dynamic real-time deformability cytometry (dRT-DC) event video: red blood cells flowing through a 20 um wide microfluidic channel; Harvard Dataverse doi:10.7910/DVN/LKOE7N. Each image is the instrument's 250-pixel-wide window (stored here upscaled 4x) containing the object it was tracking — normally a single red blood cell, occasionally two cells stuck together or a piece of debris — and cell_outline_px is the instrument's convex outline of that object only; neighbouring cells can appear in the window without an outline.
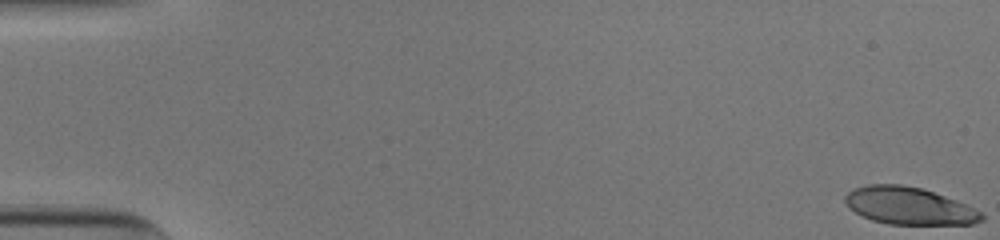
{"species": "human", "species_latin": "Homo sapiens", "temperature_condition": "cold", "stored_images_in_passage": 48, "camera_frame_rate_fps": 3000, "um_per_image_px": 0.085, "donor": {"sex": "male"}, "frame": {"image": 1, "passage_image": 1, "time_ms": 0.0, "image_size_px": [1000, 240], "cell_outline_px": [[984, 220], [972, 224], [888, 224], [872, 220], [848, 208], [844, 200], [844, 196], [848, 192], [856, 188], [868, 184], [900, 184], [920, 188], [956, 200], [984, 212]], "centroid_in_image_um": [77.28, 17.5], "position_along_channel_um": 7.7, "area_um2": 29.59}}
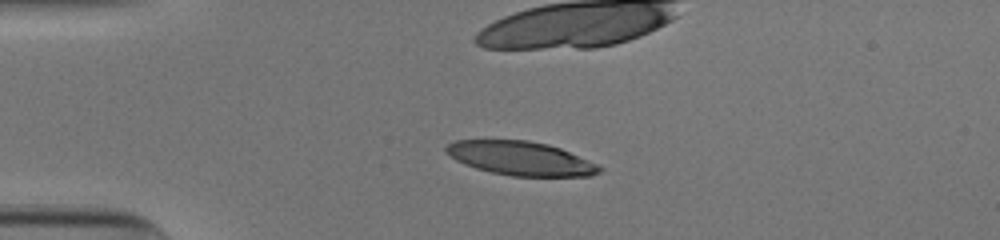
{"frame": {"image": 2, "passage_image": 14, "time_ms": 4.333, "image_size_px": [1000, 240], "cell_outline_px": [[604, 168], [600, 172], [592, 176], [512, 176], [492, 172], [476, 168], [464, 164], [456, 160], [444, 152], [444, 148], [448, 144], [456, 140], [528, 140], [548, 144], [560, 148], [596, 164]], "centroid_in_image_um": [44.23, 13.46], "position_along_channel_um": 40.8, "area_um2": 30.17}, "authors_computed_cell_mechanics": {"area_um2": 32.1368, "velocity_mm_per_s": 3.9137, "shape_relaxation_time_tau1_ms": 7.2357, "shape_relaxation_time_tau2_ms": 1.5396, "deformation_change_tau1": 0.2825, "deformation_change_tau2": 0.0897}}